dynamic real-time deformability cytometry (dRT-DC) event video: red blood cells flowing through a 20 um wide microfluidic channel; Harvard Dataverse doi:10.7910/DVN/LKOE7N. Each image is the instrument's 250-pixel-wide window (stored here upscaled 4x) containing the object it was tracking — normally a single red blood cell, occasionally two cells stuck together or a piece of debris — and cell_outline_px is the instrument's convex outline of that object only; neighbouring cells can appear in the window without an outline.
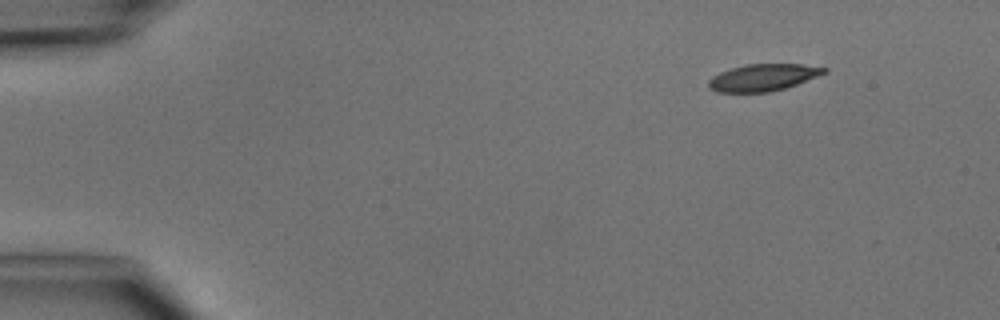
{"species": "common noctule bat (a hibernating species)", "species_latin": "Nyctalus noctula", "temperature_condition": "cold", "stored_images_in_passage": 6, "camera_frame_rate_fps": 3000, "um_per_image_px": 0.085, "animal": {"sex": "male", "body_mass_g": 15.6}, "frame": {"image": 1, "passage_image": 1, "time_ms": 0.0, "image_size_px": [1000, 320], "cell_outline_px": [[828, 72], [796, 84], [784, 88], [768, 92], [716, 92], [708, 88], [708, 80], [712, 76], [720, 72], [744, 64], [804, 64], [828, 68]], "centroid_in_image_um": [64.84, 6.58], "position_along_channel_um": 20.2, "area_um2": 18.15}}
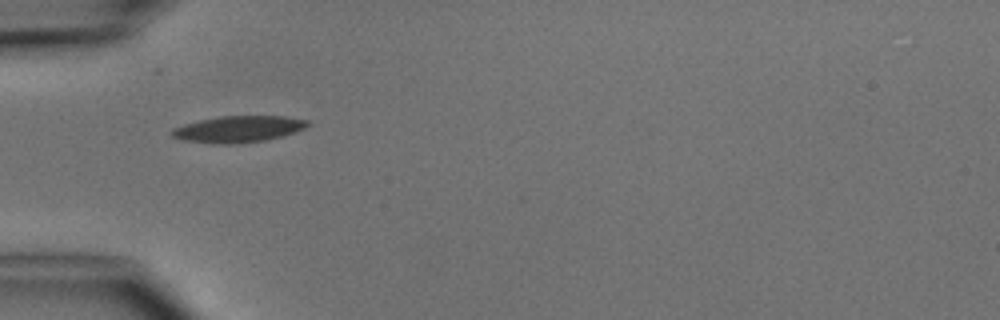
{"frame": {"image": 2, "passage_image": 4, "time_ms": 3.333, "image_size_px": [1000, 320], "cell_outline_px": [[308, 124], [304, 128], [280, 136], [264, 140], [228, 144], [224, 144], [184, 140], [172, 136], [168, 132], [172, 128], [184, 124], [200, 120], [220, 116], [284, 116], [308, 120]], "centroid_in_image_um": [20.2, 10.96], "position_along_channel_um": 64.8, "area_um2": 20.52}}
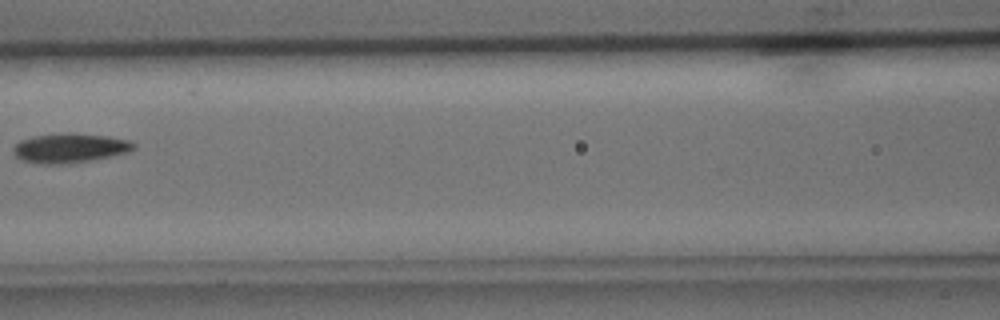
{"frame": {"image": 3, "passage_image": 6, "time_ms": 5.667, "image_size_px": [1000, 320], "cell_outline_px": [[136, 148], [128, 152], [112, 156], [68, 164], [36, 164], [20, 160], [12, 152], [12, 148], [20, 140], [32, 136], [72, 132], [108, 136], [128, 140], [136, 144]], "centroid_in_image_um": [5.91, 12.59], "position_along_channel_um": 160.7, "area_um2": 20.98}}